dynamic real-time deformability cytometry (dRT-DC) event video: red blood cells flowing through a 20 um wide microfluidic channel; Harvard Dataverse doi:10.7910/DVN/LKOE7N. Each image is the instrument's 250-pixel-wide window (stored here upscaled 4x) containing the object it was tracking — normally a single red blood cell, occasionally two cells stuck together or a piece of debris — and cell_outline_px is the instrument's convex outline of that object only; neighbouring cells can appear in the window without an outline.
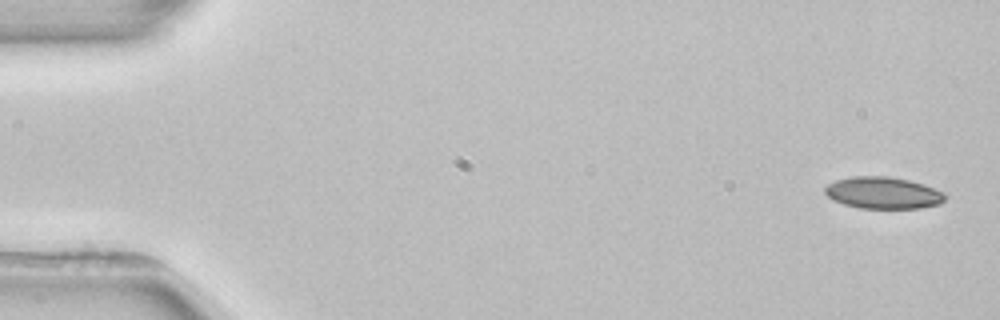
{"species": "common noctule bat (a hibernating species)", "species_latin": "Nyctalus noctula", "temperature_condition": "room temperature", "stored_images_in_passage": 4, "camera_frame_rate_fps": 3000, "um_per_image_px": 0.085, "animal": {"sex": "female", "body_mass_g": 22.7, "forearm_length_mm": 54.2}, "frame": {"image": 1, "passage_image": 1, "time_ms": 0.0, "image_size_px": [1000, 320], "cell_outline_px": [[948, 196], [940, 204], [920, 208], [860, 208], [844, 204], [832, 200], [824, 192], [824, 188], [828, 184], [836, 180], [852, 176], [888, 176], [908, 180], [924, 184], [944, 192]], "centroid_in_image_um": [75.07, 16.39], "position_along_channel_um": 9.9, "area_um2": 22.37}}